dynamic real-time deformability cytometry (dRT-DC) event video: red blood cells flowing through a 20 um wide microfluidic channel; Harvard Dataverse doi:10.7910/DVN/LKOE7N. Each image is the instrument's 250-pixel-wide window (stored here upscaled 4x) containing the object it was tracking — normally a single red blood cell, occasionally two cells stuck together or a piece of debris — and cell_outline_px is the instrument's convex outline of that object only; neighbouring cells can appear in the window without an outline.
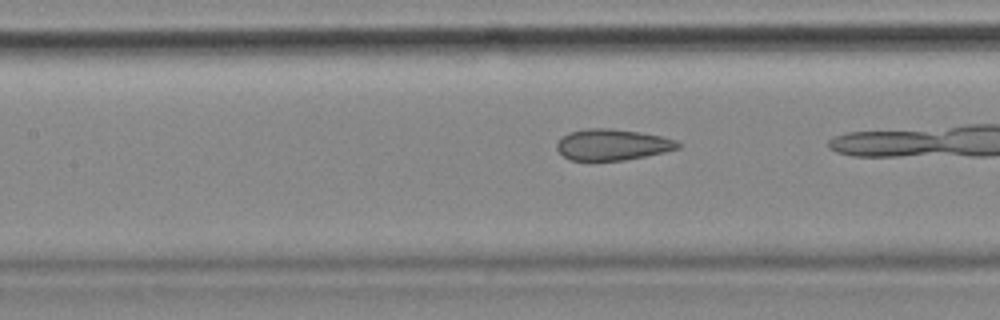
{"species": "common noctule bat (a hibernating species)", "species_latin": "Nyctalus noctula", "temperature_condition": "cold", "stored_images_in_passage": 32, "camera_frame_rate_fps": 3000, "um_per_image_px": 0.085, "animal": {"sex": "female", "body_mass_g": 18.4}, "frame": {"image": 1, "passage_image": 19, "time_ms": 6.0, "image_size_px": [1000, 320], "cell_outline_px": [[680, 148], [664, 152], [624, 160], [568, 160], [556, 148], [556, 144], [568, 132], [584, 128], [608, 128], [640, 132], [660, 136], [676, 140], [680, 144]], "centroid_in_image_um": [52.03, 12.29], "position_along_channel_um": 155.4, "area_um2": 21.85}}